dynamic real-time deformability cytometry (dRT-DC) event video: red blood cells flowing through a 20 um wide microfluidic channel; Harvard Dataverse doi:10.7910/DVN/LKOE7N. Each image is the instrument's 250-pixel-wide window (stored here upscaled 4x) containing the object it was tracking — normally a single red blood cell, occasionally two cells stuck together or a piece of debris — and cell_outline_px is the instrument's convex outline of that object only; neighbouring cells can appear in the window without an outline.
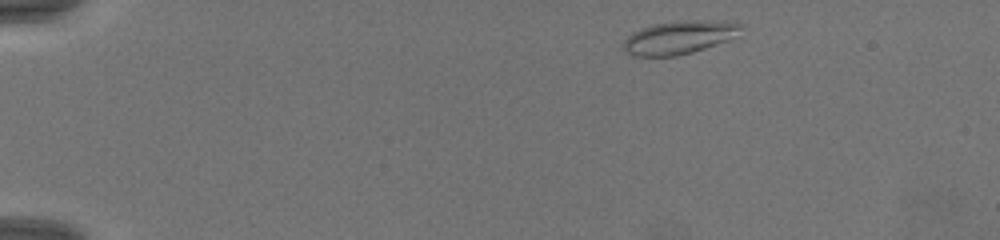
{"species": "common noctule bat (a hibernating species)", "species_latin": "Nyctalus noctula", "temperature_condition": "warm", "stored_images_in_passage": 58, "camera_frame_rate_fps": 3000, "um_per_image_px": 0.085, "animal": {"sex": "female", "body_mass_g": 19.5, "forearm_length_mm": 54.1}, "frame": {"image": 1, "passage_image": 1, "time_ms": 0.0, "image_size_px": [1000, 240], "cell_outline_px": [[744, 24], [740, 36], [692, 52], [676, 56], [628, 56], [620, 44], [632, 32], [652, 24], [676, 20], [724, 20]], "centroid_in_image_um": [57.75, 3.16], "position_along_channel_um": 27.3, "area_um2": 23.41}}
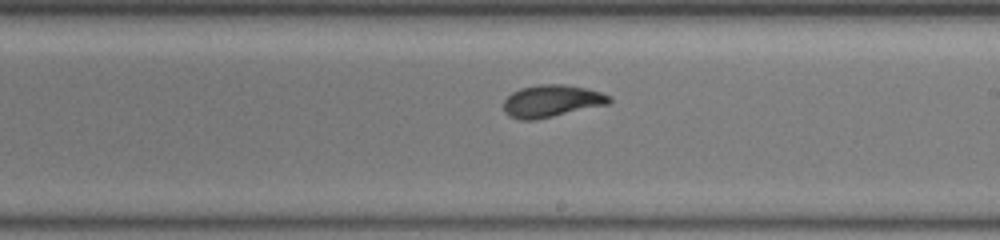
{"frame": {"image": 2, "passage_image": 32, "time_ms": 10.333, "image_size_px": [1000, 240], "cell_outline_px": [[612, 100], [608, 104], [536, 120], [520, 120], [508, 116], [504, 112], [504, 100], [512, 92], [520, 88], [540, 84], [564, 84], [588, 88], [612, 96]], "centroid_in_image_um": [46.89, 8.59], "position_along_channel_um": 242.1, "area_um2": 20.0}}
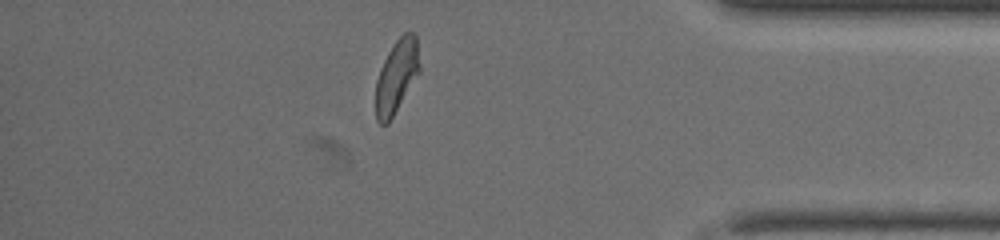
{"frame": {"image": 3, "passage_image": 50, "time_ms": 16.333, "image_size_px": [1000, 240], "cell_outline_px": [[420, 72], [388, 124], [380, 124], [376, 120], [376, 80], [380, 68], [388, 52], [396, 40], [404, 32], [412, 32], [416, 36], [420, 64]], "centroid_in_image_um": [33.71, 6.49], "position_along_channel_um": 401.5, "area_um2": 18.73}}